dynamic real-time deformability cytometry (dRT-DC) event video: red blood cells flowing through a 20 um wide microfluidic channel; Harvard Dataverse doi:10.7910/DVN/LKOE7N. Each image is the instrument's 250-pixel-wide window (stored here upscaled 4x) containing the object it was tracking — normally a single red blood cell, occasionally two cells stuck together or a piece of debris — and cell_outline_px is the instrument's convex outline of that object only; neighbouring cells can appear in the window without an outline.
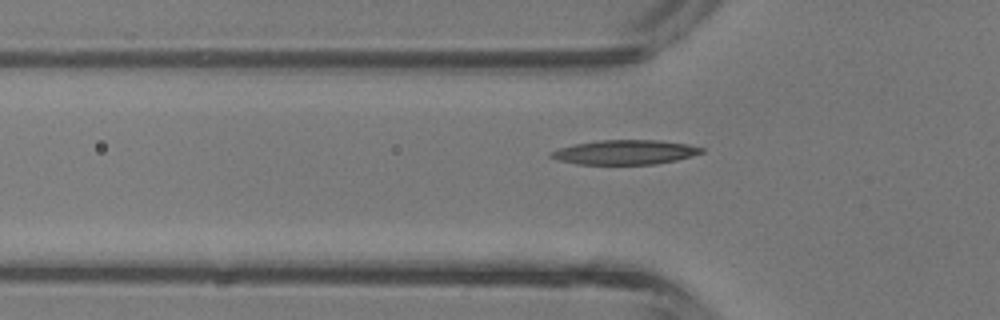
{"species": "common noctule bat (a hibernating species)", "species_latin": "Nyctalus noctula", "temperature_condition": "room temperature", "stored_images_in_passage": 31, "camera_frame_rate_fps": 3000, "um_per_image_px": 0.085, "animal": {"sex": "male", "body_mass_g": 13.3}, "frame": {"image": 1, "passage_image": 7, "time_ms": 2.0, "image_size_px": [1000, 320], "cell_outline_px": [[704, 152], [692, 156], [676, 160], [656, 164], [576, 164], [556, 160], [548, 156], [548, 152], [572, 144], [600, 140], [660, 140], [688, 144], [704, 148]], "centroid_in_image_um": [53.09, 12.94], "position_along_channel_um": 72.7, "area_um2": 21.68}}
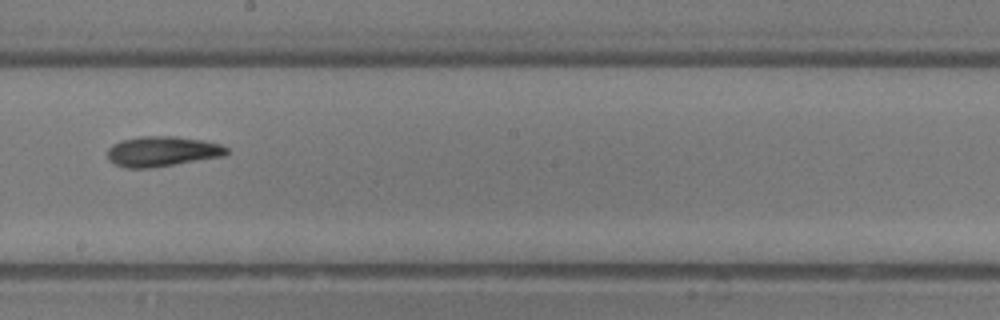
{"frame": {"image": 2, "passage_image": 17, "time_ms": 5.333, "image_size_px": [1000, 320], "cell_outline_px": [[228, 152], [224, 156], [148, 168], [124, 168], [108, 160], [108, 148], [112, 144], [120, 140], [140, 136], [176, 136], [200, 140], [220, 144], [228, 148]], "centroid_in_image_um": [13.75, 12.86], "position_along_channel_um": 234.5, "area_um2": 20.87}}
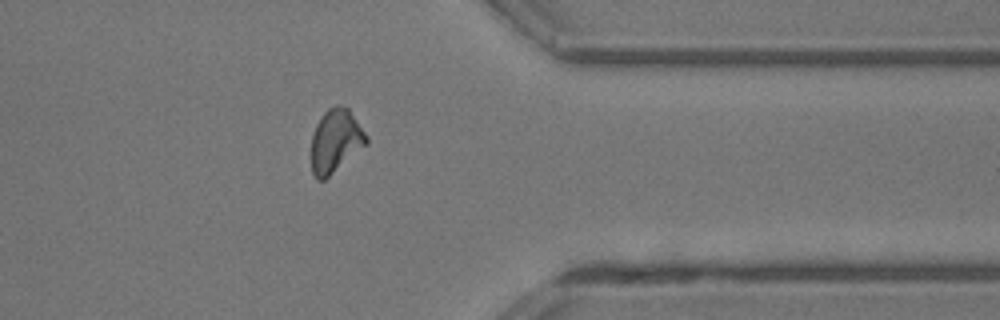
{"frame": {"image": 3, "passage_image": 27, "time_ms": 8.667, "image_size_px": [1000, 320], "cell_outline_px": [[368, 144], [324, 180], [316, 180], [312, 172], [312, 136], [316, 124], [324, 112], [328, 108], [336, 104], [348, 108], [368, 136]], "centroid_in_image_um": [28.53, 11.98], "position_along_channel_um": 382.9, "area_um2": 20.29}, "authors_computed_cell_mechanics": {"area_um2": 20.8658, "velocity_mm_per_s": 4.8278, "shape_relaxation_time_tau1_ms": 5.8199, "shape_relaxation_time_tau2_ms": 3.918, "deformation_change_tau1": 0.2242, "deformation_change_tau2": 0.1396}}